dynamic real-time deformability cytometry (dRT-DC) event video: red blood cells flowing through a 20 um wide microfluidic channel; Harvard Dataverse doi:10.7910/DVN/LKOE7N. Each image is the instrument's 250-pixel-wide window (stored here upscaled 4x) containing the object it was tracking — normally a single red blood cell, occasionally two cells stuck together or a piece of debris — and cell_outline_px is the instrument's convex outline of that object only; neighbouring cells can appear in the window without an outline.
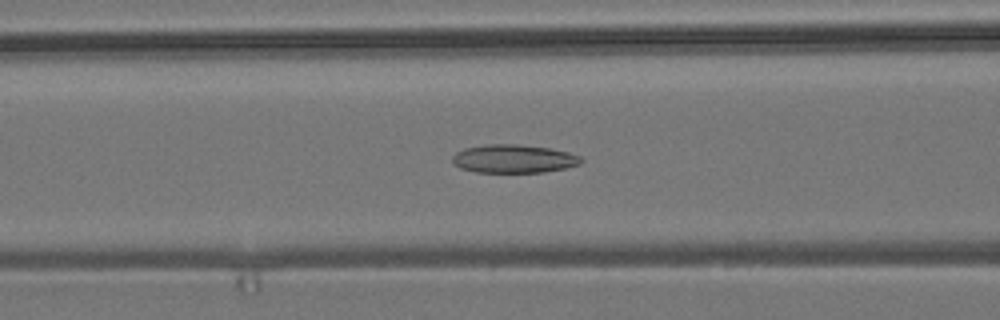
{"species": "common noctule bat (a hibernating species)", "species_latin": "Nyctalus noctula", "temperature_condition": "room temperature", "stored_images_in_passage": 27, "camera_frame_rate_fps": 3000, "um_per_image_px": 0.085, "animal": {"sex": "male", "body_mass_g": 19.2, "forearm_length_mm": 51.8}, "frame": {"image": 1, "passage_image": 22, "time_ms": 7.0, "image_size_px": [1000, 320], "cell_outline_px": [[584, 160], [580, 164], [564, 168], [544, 172], [476, 172], [460, 168], [452, 164], [452, 156], [456, 152], [464, 148], [484, 144], [516, 144], [548, 148], [568, 152], [580, 156]], "centroid_in_image_um": [43.63, 13.49], "position_along_channel_um": 123.0, "area_um2": 21.33}}
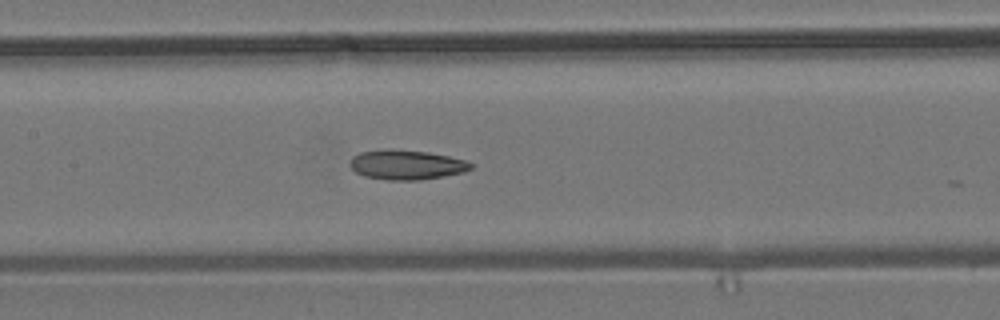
{"frame": {"image": 2, "passage_image": 26, "time_ms": 8.333, "image_size_px": [1000, 320], "cell_outline_px": [[472, 168], [464, 172], [420, 180], [388, 180], [364, 176], [356, 172], [348, 164], [352, 156], [360, 152], [388, 148], [392, 148], [428, 152], [448, 156], [464, 160], [472, 164]], "centroid_in_image_um": [34.5, 13.99], "position_along_channel_um": 172.9, "area_um2": 20.98}}